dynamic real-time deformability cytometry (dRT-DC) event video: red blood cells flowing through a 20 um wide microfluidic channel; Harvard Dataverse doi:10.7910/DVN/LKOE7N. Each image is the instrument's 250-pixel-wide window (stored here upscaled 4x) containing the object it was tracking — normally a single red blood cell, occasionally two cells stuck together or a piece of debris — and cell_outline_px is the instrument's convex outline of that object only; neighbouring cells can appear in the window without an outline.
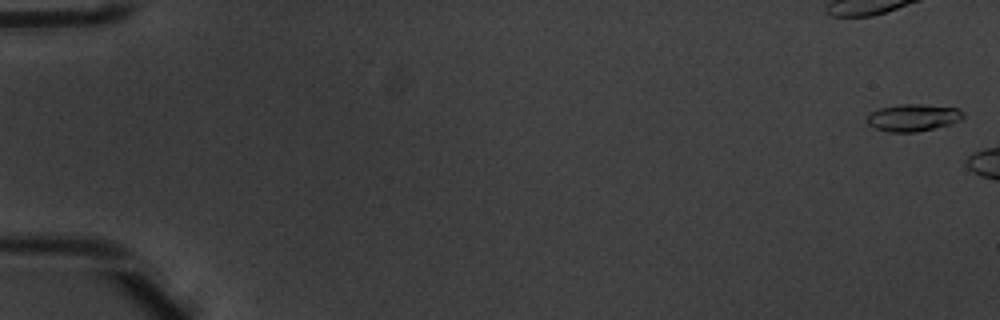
{"species": "common noctule bat (a hibernating species)", "species_latin": "Nyctalus noctula", "temperature_condition": "warm", "stored_images_in_passage": 3, "camera_frame_rate_fps": 3000, "um_per_image_px": 0.085, "animal": {"sex": "male", "body_mass_g": 20.1, "forearm_length_mm": 53.5}, "frame": {"image": 1, "passage_image": 1, "time_ms": 0.0, "image_size_px": [1000, 320], "cell_outline_px": [[964, 116], [960, 120], [948, 124], [916, 132], [888, 132], [876, 128], [868, 124], [868, 116], [872, 112], [880, 108], [900, 104], [920, 104], [960, 108], [964, 112]], "centroid_in_image_um": [77.63, 9.99], "position_along_channel_um": 7.4, "area_um2": 15.03}}